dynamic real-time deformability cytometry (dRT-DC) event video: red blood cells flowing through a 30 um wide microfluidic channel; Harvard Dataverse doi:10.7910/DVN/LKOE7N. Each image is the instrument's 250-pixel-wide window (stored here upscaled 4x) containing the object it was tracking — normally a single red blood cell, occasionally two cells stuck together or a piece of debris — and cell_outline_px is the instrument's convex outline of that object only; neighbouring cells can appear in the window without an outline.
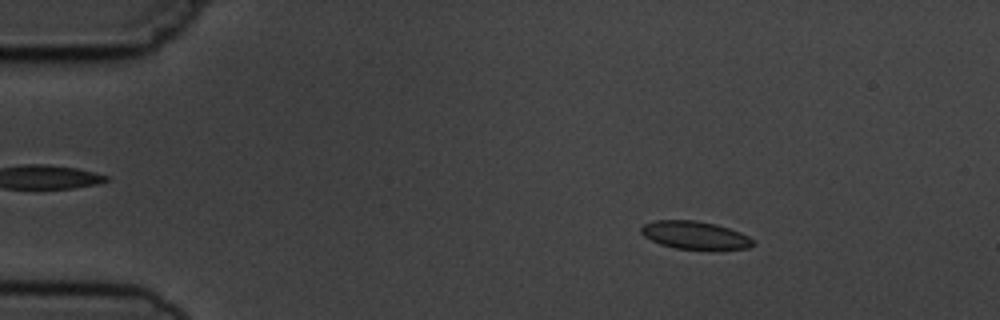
{"species": "common noctule bat (a hibernating species)", "species_latin": "Nyctalus noctula", "temperature_condition": "cold", "stored_images_in_passage": 5, "camera_frame_rate_fps": 3000, "um_per_image_px": 0.085, "animal": {"sex": "male", "body_mass_g": 19.5, "forearm_length_mm": 54.6}, "frame": {"image": 1, "passage_image": 2, "time_ms": 1.333, "image_size_px": [1000, 320], "cell_outline_px": [[756, 244], [748, 248], [676, 248], [660, 244], [644, 236], [640, 232], [640, 228], [644, 224], [656, 220], [696, 220], [716, 224], [740, 232], [756, 240]], "centroid_in_image_um": [59.07, 19.96], "position_along_channel_um": 25.9, "area_um2": 17.92}}
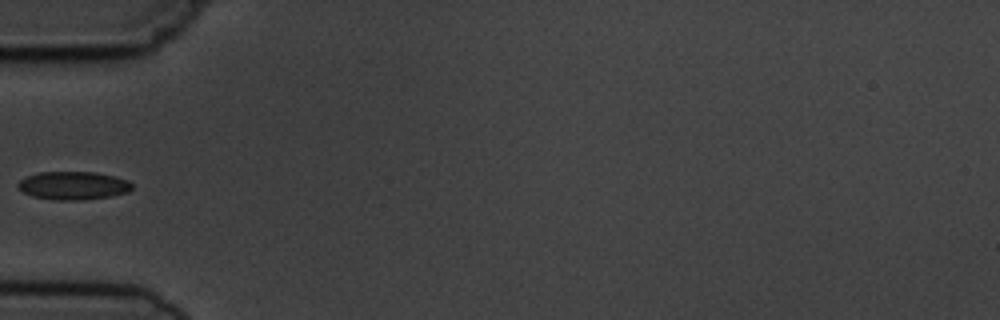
{"frame": {"image": 2, "passage_image": 5, "time_ms": 4.667, "image_size_px": [1000, 320], "cell_outline_px": [[132, 188], [128, 192], [112, 196], [80, 200], [52, 200], [32, 196], [24, 192], [16, 184], [20, 180], [28, 176], [40, 172], [96, 172], [128, 180], [132, 184]], "centroid_in_image_um": [6.23, 15.78], "position_along_channel_um": 78.8, "area_um2": 18.67}}